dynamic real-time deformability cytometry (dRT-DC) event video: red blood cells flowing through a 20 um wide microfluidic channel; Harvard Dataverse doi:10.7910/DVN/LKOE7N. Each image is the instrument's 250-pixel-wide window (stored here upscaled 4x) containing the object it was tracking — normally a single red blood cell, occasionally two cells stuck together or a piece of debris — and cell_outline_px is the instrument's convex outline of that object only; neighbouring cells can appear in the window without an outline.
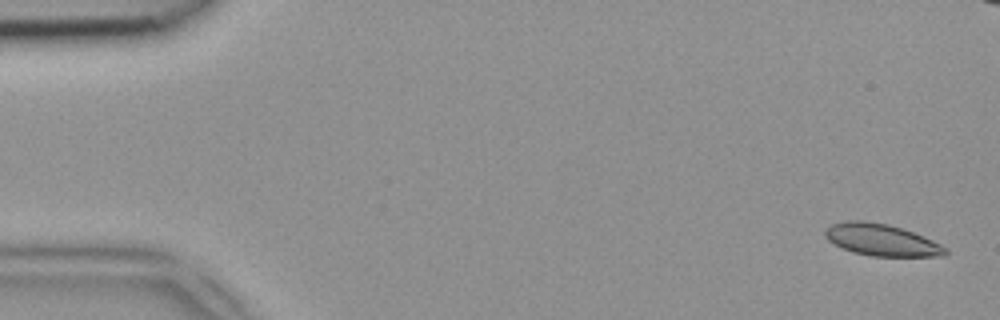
{"species": "common noctule bat (a hibernating species)", "species_latin": "Nyctalus noctula", "temperature_condition": "room temperature", "stored_images_in_passage": 15, "camera_frame_rate_fps": 3000, "um_per_image_px": 0.085, "animal": {"sex": "female", "body_mass_g": 18.4}, "frame": {"image": 1, "passage_image": 2, "time_ms": 0.333, "image_size_px": [1000, 320], "cell_outline_px": [[948, 252], [944, 256], [872, 256], [852, 252], [828, 240], [824, 236], [824, 232], [832, 224], [848, 220], [860, 220], [888, 224], [912, 232], [932, 240], [948, 248]], "centroid_in_image_um": [74.93, 20.4], "position_along_channel_um": 10.1, "area_um2": 22.08}}